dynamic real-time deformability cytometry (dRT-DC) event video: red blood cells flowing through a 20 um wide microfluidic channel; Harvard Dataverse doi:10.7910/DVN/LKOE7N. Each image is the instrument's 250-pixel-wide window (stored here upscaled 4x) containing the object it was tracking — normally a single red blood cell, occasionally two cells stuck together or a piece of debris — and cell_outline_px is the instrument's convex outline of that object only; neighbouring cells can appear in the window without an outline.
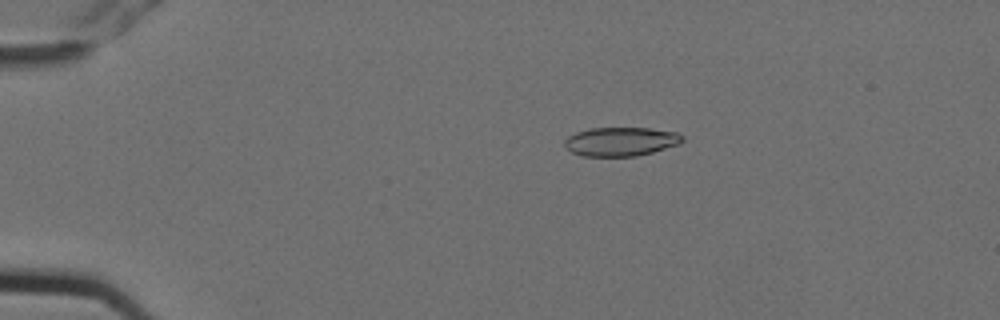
{"species": "Egyptian fruit bat (a non-hibernating species)", "species_latin": "Rousettus aegyptiacus", "temperature_condition": "cold", "stored_images_in_passage": 7, "camera_frame_rate_fps": 3000, "um_per_image_px": 0.085, "animal": {"sex": "female"}, "frame": {"image": 1, "passage_image": 3, "time_ms": 0.667, "image_size_px": [1000, 320], "cell_outline_px": [[684, 140], [680, 144], [652, 152], [636, 156], [584, 156], [572, 152], [564, 144], [564, 140], [568, 136], [576, 132], [592, 128], [648, 128], [676, 132], [684, 136]], "centroid_in_image_um": [52.79, 12.03], "position_along_channel_um": 32.2, "area_um2": 19.77}}
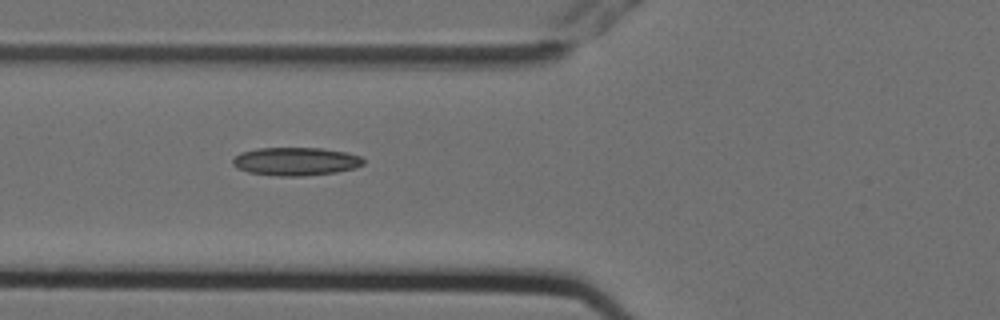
{"frame": {"image": 2, "passage_image": 6, "time_ms": 1.667, "image_size_px": [1000, 320], "cell_outline_px": [[364, 164], [356, 168], [336, 172], [304, 176], [276, 176], [248, 172], [236, 168], [232, 164], [232, 160], [240, 152], [256, 148], [320, 148], [344, 152], [360, 156], [364, 160]], "centroid_in_image_um": [25.11, 13.72], "position_along_channel_um": 100.7, "area_um2": 21.56}}
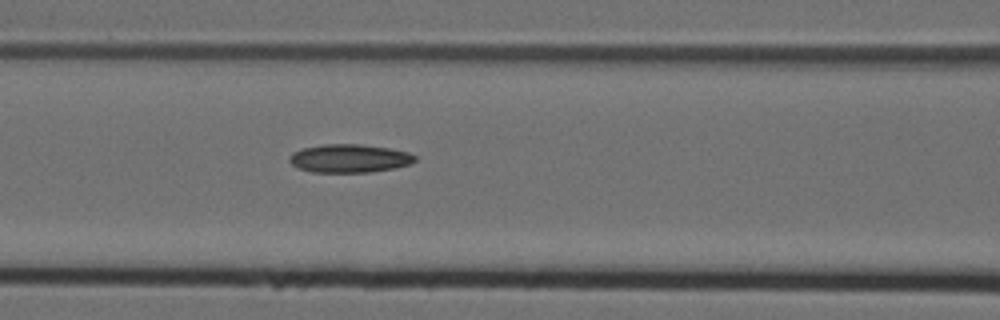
{"frame": {"image": 3, "passage_image": 7, "time_ms": 2.0, "image_size_px": [1000, 320], "cell_outline_px": [[416, 160], [412, 164], [396, 168], [368, 172], [312, 172], [300, 168], [292, 164], [288, 160], [288, 156], [292, 152], [304, 148], [324, 144], [360, 144], [388, 148], [408, 152], [416, 156]], "centroid_in_image_um": [29.71, 13.46], "position_along_channel_um": 136.9, "area_um2": 20.75}}